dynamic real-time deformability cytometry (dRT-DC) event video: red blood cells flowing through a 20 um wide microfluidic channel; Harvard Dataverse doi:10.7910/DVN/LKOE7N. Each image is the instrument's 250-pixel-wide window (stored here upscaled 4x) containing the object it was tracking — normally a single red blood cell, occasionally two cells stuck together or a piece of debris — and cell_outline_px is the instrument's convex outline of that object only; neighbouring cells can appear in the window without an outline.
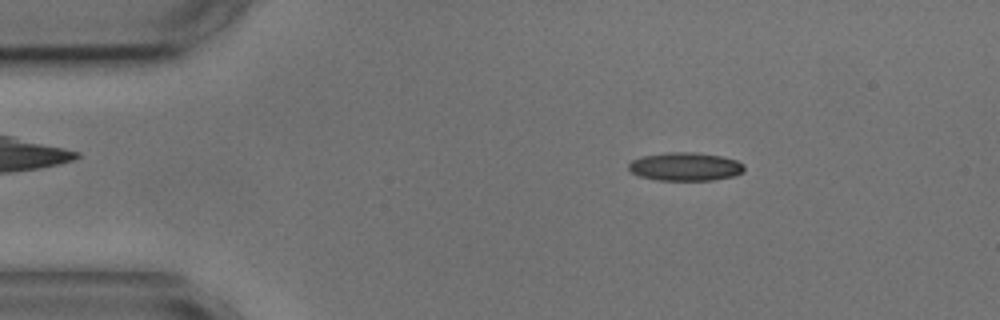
{"species": "common noctule bat (a hibernating species)", "species_latin": "Nyctalus noctula", "temperature_condition": "cold", "stored_images_in_passage": 3, "camera_frame_rate_fps": 3000, "um_per_image_px": 0.085, "animal": {"sex": "male", "body_mass_g": 17.9, "forearm_length_mm": 54.2}, "frame": {"image": 1, "passage_image": 2, "time_ms": 1.333, "image_size_px": [1000, 320], "cell_outline_px": [[744, 172], [732, 176], [712, 180], [656, 180], [640, 176], [632, 172], [628, 168], [628, 164], [632, 160], [644, 156], [668, 152], [696, 152], [720, 156], [736, 160], [744, 164]], "centroid_in_image_um": [58.25, 14.16], "position_along_channel_um": 26.7, "area_um2": 19.02}}